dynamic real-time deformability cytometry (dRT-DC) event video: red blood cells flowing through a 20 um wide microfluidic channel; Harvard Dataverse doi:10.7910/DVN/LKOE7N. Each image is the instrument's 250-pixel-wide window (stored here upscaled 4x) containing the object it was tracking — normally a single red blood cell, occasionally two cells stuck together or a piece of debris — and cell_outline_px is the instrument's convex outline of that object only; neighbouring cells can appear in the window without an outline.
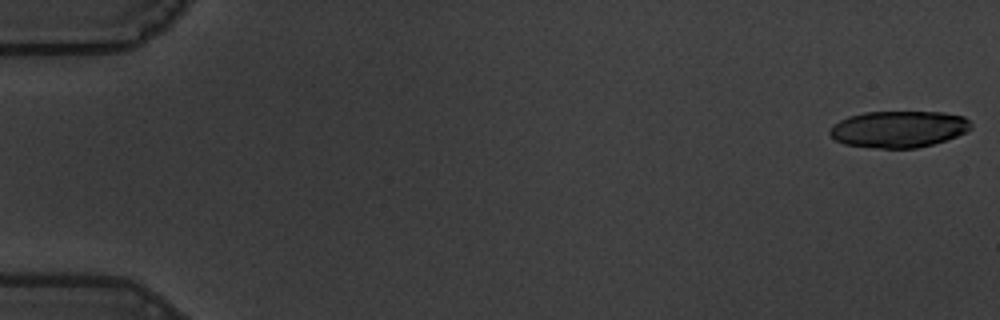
{"species": "common noctule bat (a hibernating species)", "species_latin": "Nyctalus noctula", "temperature_condition": "warm", "stored_images_in_passage": 52, "camera_frame_rate_fps": 3000, "um_per_image_px": 0.085, "animal": {"sex": "male", "body_mass_g": 19.5, "forearm_length_mm": 54.6}, "frame": {"image": 1, "passage_image": 1, "time_ms": 0.0, "image_size_px": [1000, 320], "cell_outline_px": [[972, 128], [956, 136], [932, 144], [916, 148], [880, 148], [844, 144], [836, 140], [828, 132], [832, 124], [848, 116], [864, 112], [944, 112], [964, 116], [972, 124]], "centroid_in_image_um": [76.37, 10.96], "position_along_channel_um": 8.6, "area_um2": 30.06}}